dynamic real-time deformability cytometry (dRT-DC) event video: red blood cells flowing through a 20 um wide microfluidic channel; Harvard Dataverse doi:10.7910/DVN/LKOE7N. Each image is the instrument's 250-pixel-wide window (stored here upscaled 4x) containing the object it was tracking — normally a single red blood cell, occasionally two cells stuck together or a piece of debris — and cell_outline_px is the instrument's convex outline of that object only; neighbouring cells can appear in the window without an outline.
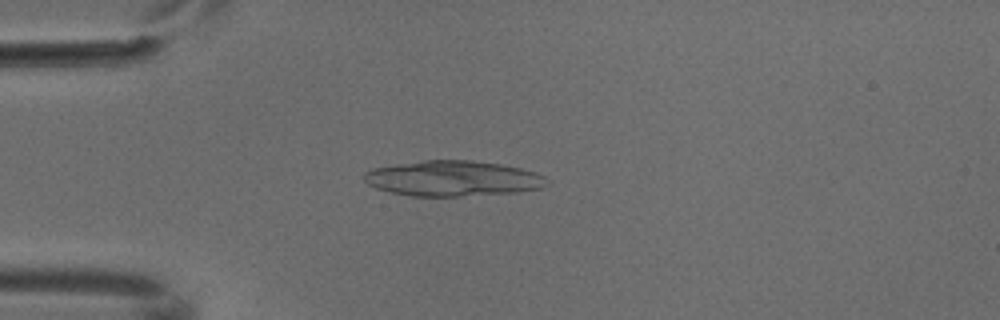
{"species": "common noctule bat (a hibernating species)", "species_latin": "Nyctalus noctula", "temperature_condition": "cold", "stored_images_in_passage": 4, "camera_frame_rate_fps": 3000, "um_per_image_px": 0.085, "animal": {"sex": "male", "body_mass_g": 18.8}, "frame": {"image": 1, "passage_image": 4, "time_ms": 1.0, "image_size_px": [1000, 320], "cell_outline_px": [[548, 184], [540, 188], [516, 192], [460, 196], [412, 196], [392, 192], [376, 188], [368, 184], [364, 180], [364, 172], [372, 168], [396, 164], [424, 160], [472, 160], [500, 164], [520, 168], [544, 176], [548, 180]], "centroid_in_image_um": [38.47, 15.16], "position_along_channel_um": 46.5, "area_um2": 37.57}}